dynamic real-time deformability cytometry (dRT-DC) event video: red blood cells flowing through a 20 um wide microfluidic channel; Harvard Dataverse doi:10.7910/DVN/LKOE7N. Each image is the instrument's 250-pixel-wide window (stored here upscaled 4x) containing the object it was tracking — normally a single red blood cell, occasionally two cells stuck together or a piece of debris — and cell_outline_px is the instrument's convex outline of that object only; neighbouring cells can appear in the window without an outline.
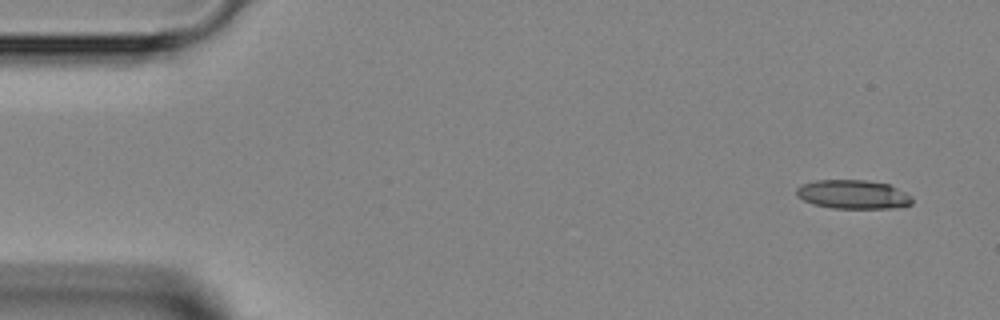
{"species": "Egyptian fruit bat (a non-hibernating species)", "species_latin": "Rousettus aegyptiacus", "temperature_condition": "room temperature", "stored_images_in_passage": 4, "camera_frame_rate_fps": 3000, "um_per_image_px": 0.085, "animal": {"sex": "female"}, "frame": {"image": 1, "passage_image": 1, "time_ms": 0.0, "image_size_px": [1000, 320], "cell_outline_px": [[912, 204], [896, 208], [832, 208], [812, 204], [796, 196], [796, 188], [800, 184], [816, 180], [868, 180], [888, 184], [912, 196]], "centroid_in_image_um": [72.48, 16.52], "position_along_channel_um": 12.5, "area_um2": 19.59}}